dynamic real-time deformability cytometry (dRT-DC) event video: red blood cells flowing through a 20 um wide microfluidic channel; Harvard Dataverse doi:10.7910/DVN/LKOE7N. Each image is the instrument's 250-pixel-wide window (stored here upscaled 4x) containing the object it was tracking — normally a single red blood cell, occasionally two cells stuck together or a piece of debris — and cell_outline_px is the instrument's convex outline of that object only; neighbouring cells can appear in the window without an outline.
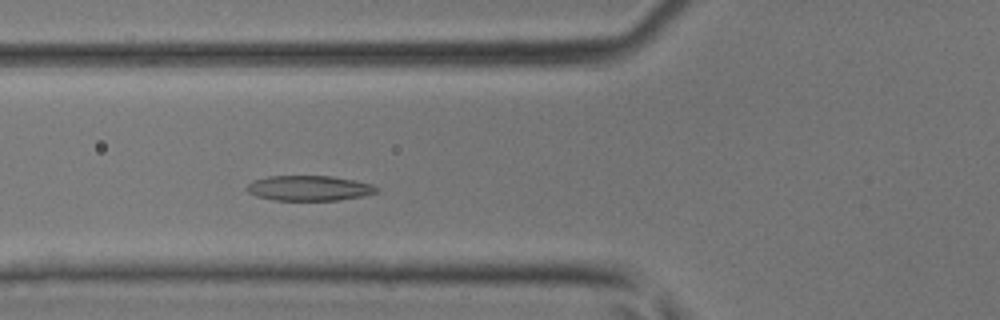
{"species": "common noctule bat (a hibernating species)", "species_latin": "Nyctalus noctula", "temperature_condition": "room temperature", "stored_images_in_passage": 40, "camera_frame_rate_fps": 3000, "um_per_image_px": 0.085, "animal": {"sex": "male", "body_mass_g": 17.9, "forearm_length_mm": 54.2}, "frame": {"image": 1, "passage_image": 12, "time_ms": 3.667, "image_size_px": [1000, 320], "cell_outline_px": [[380, 188], [376, 192], [364, 196], [340, 200], [272, 200], [256, 196], [248, 192], [244, 188], [252, 180], [268, 176], [332, 176], [356, 180], [372, 184]], "centroid_in_image_um": [26.27, 15.99], "position_along_channel_um": 99.5, "area_um2": 19.25}}
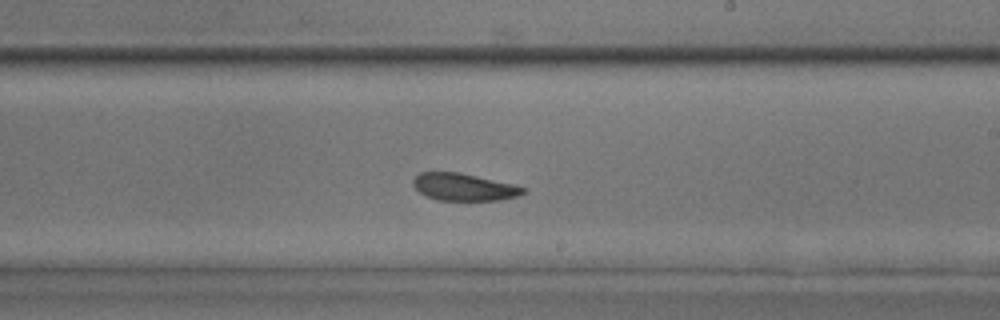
{"frame": {"image": 2, "passage_image": 22, "time_ms": 7.0, "image_size_px": [1000, 320], "cell_outline_px": [[528, 192], [520, 196], [500, 200], [436, 200], [424, 196], [412, 184], [412, 180], [420, 172], [460, 172], [516, 184], [528, 188]], "centroid_in_image_um": [39.5, 15.9], "position_along_channel_um": 249.5, "area_um2": 17.92}}
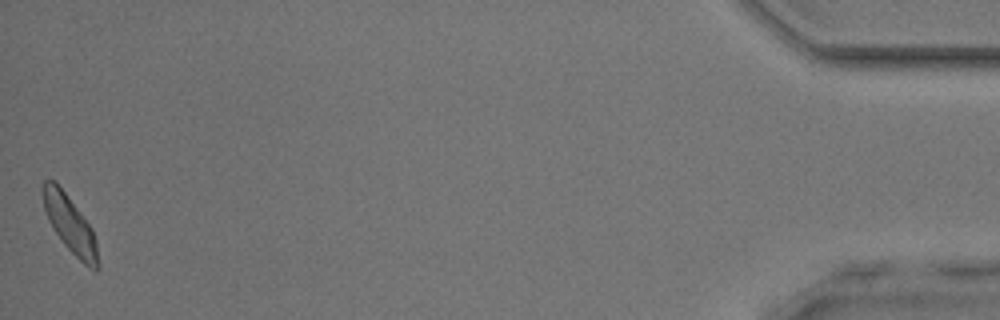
{"frame": {"image": 3, "passage_image": 40, "time_ms": 13.0, "image_size_px": [1000, 320], "cell_outline_px": [[100, 268], [96, 272], [84, 264], [64, 244], [52, 228], [48, 220], [44, 208], [40, 188], [44, 180], [56, 180], [92, 228], [96, 240], [100, 264]], "centroid_in_image_um": [5.94, 19.06], "position_along_channel_um": 429.3, "area_um2": 18.55}}